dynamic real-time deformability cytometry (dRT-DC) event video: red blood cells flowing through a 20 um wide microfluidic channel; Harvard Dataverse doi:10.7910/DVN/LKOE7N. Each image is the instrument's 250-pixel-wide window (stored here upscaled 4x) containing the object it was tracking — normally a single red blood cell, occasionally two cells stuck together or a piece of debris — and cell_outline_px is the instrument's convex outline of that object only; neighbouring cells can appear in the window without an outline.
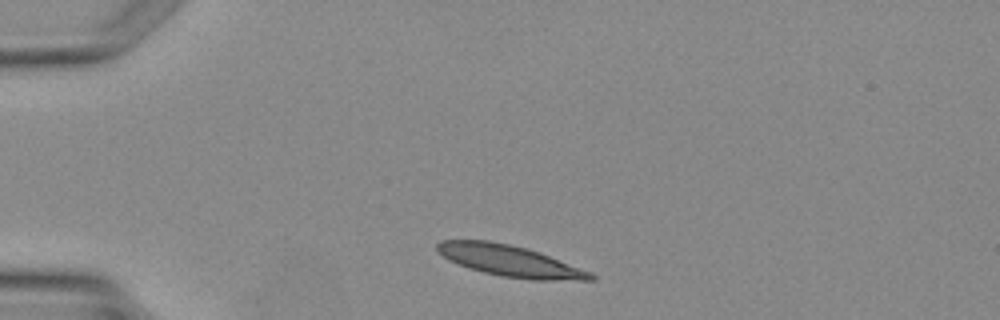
{"species": "Egyptian fruit bat (a non-hibernating species)", "species_latin": "Rousettus aegyptiacus", "temperature_condition": "warm", "stored_images_in_passage": 2, "camera_frame_rate_fps": 3000, "um_per_image_px": 0.085, "animal": {"sex": "female"}, "frame": {"image": 1, "passage_image": 1, "time_ms": 0.0, "image_size_px": [1000, 320], "cell_outline_px": [[596, 280], [532, 280], [500, 276], [484, 272], [448, 260], [436, 248], [436, 244], [440, 240], [488, 240], [508, 244], [540, 252], [592, 272], [596, 276]], "centroid_in_image_um": [43.39, 22.18], "position_along_channel_um": 41.6, "area_um2": 27.74}}
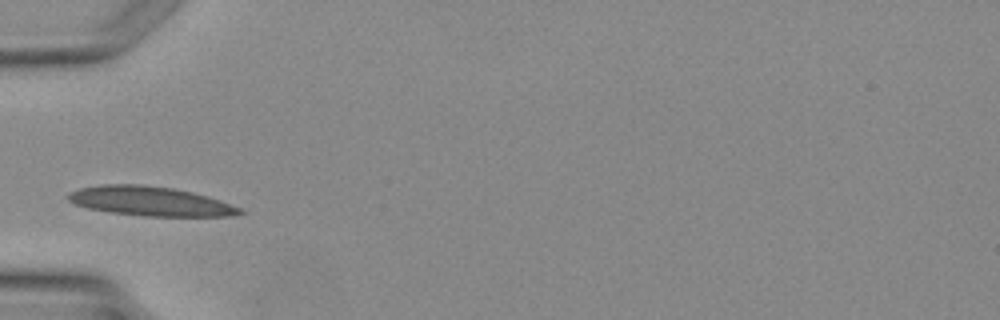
{"frame": {"image": 2, "passage_image": 2, "time_ms": 1.333, "image_size_px": [1000, 320], "cell_outline_px": [[244, 212], [228, 216], [144, 216], [108, 212], [88, 208], [76, 204], [68, 200], [68, 196], [72, 192], [80, 188], [104, 184], [140, 184], [172, 188], [192, 192], [208, 196], [220, 200], [240, 208]], "centroid_in_image_um": [12.77, 17.1], "position_along_channel_um": 72.2, "area_um2": 29.07}}